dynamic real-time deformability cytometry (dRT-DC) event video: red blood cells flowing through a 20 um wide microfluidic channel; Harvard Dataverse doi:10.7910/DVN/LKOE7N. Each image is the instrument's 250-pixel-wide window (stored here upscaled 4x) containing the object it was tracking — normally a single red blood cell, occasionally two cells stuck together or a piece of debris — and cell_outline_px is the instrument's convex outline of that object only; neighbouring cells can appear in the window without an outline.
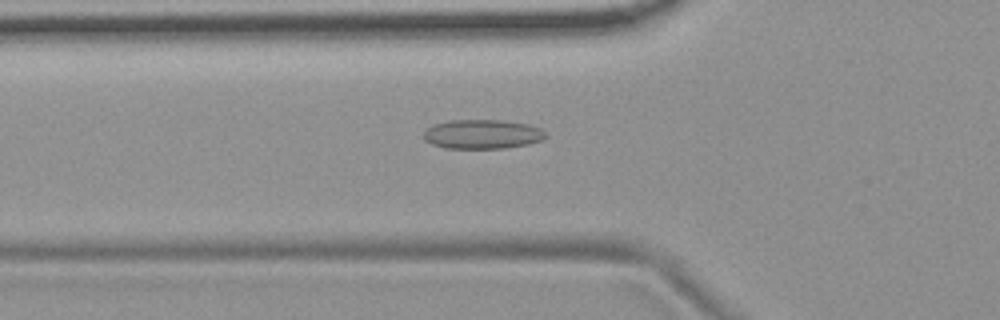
{"species": "common noctule bat (a hibernating species)", "species_latin": "Nyctalus noctula", "temperature_condition": "room temperature", "stored_images_in_passage": 42, "camera_frame_rate_fps": 3000, "um_per_image_px": 0.085, "animal": {"sex": "female", "body_mass_g": 19.9}, "frame": {"image": 1, "passage_image": 7, "time_ms": 2.0, "image_size_px": [1000, 320], "cell_outline_px": [[544, 140], [528, 144], [504, 148], [444, 148], [432, 144], [424, 140], [424, 132], [432, 124], [448, 120], [504, 120], [528, 124], [540, 128], [544, 132]], "centroid_in_image_um": [40.98, 11.4], "position_along_channel_um": 84.8, "area_um2": 20.87}}
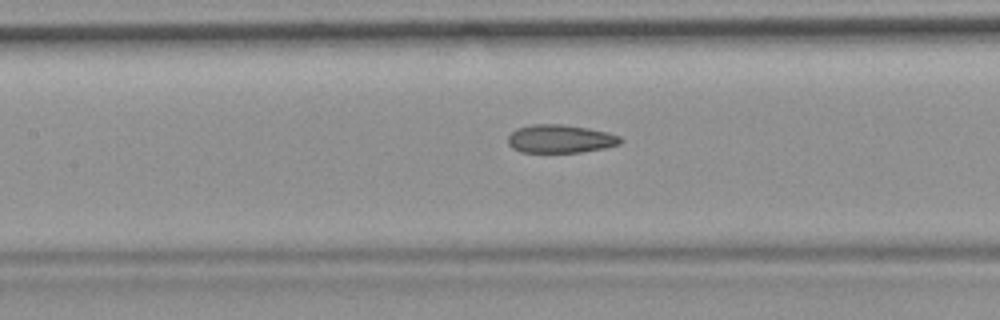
{"frame": {"image": 2, "passage_image": 13, "time_ms": 4.0, "image_size_px": [1000, 320], "cell_outline_px": [[624, 140], [620, 144], [604, 148], [580, 152], [520, 152], [512, 148], [508, 144], [508, 136], [516, 128], [532, 124], [564, 124], [588, 128], [608, 132], [620, 136]], "centroid_in_image_um": [47.63, 11.79], "position_along_channel_um": 159.8, "area_um2": 18.67}}
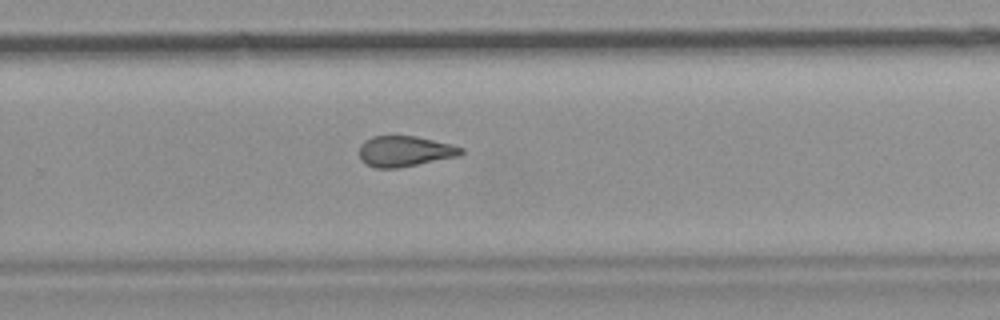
{"frame": {"image": 3, "passage_image": 24, "time_ms": 7.667, "image_size_px": [1000, 320], "cell_outline_px": [[464, 152], [460, 156], [400, 168], [376, 168], [360, 160], [360, 144], [364, 140], [372, 136], [416, 136], [452, 144], [464, 148]], "centroid_in_image_um": [34.43, 12.86], "position_along_channel_um": 295.4, "area_um2": 18.38}, "authors_computed_cell_mechanics": {"area_um2": 18.9873, "velocity_mm_per_s": 3.7248, "shape_relaxation_time_tau1_ms": null, "shape_relaxation_time_tau2_ms": 2.211, "deformation_change_tau1": null, "deformation_change_tau2": 0.1098}}